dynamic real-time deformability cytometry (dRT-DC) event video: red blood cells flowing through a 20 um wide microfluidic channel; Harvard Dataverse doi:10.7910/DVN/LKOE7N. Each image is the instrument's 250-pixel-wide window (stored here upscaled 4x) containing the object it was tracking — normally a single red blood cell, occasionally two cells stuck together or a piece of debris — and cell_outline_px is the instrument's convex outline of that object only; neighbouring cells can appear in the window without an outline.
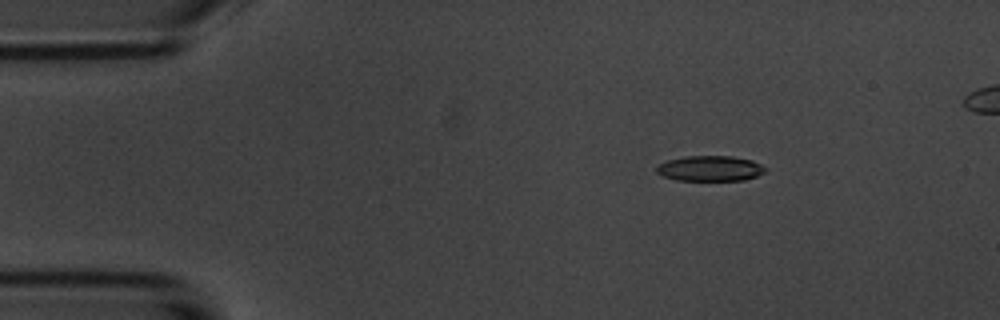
{"species": "common noctule bat (a hibernating species)", "species_latin": "Nyctalus noctula", "temperature_condition": "room temperature", "stored_images_in_passage": 6, "camera_frame_rate_fps": 3000, "um_per_image_px": 0.085, "animal": {"sex": "male", "body_mass_g": 20.1, "forearm_length_mm": 53.5}, "frame": {"image": 1, "passage_image": 3, "time_ms": 2.333, "image_size_px": [1000, 320], "cell_outline_px": [[768, 168], [764, 172], [756, 176], [744, 180], [676, 180], [664, 176], [656, 172], [656, 164], [668, 160], [684, 156], [732, 156], [752, 160]], "centroid_in_image_um": [60.34, 14.31], "position_along_channel_um": 24.7, "area_um2": 16.13}}